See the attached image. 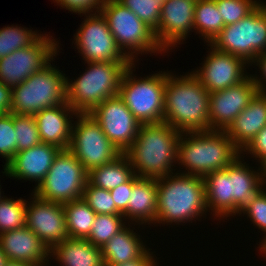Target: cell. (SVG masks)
Instances as JSON below:
<instances>
[{
	"label": "cell",
	"mask_w": 266,
	"mask_h": 266,
	"mask_svg": "<svg viewBox=\"0 0 266 266\" xmlns=\"http://www.w3.org/2000/svg\"><path fill=\"white\" fill-rule=\"evenodd\" d=\"M61 149L55 145L39 143L34 147L17 152L4 166L3 174L14 179L33 180L37 186L44 180L55 157Z\"/></svg>",
	"instance_id": "obj_19"
},
{
	"label": "cell",
	"mask_w": 266,
	"mask_h": 266,
	"mask_svg": "<svg viewBox=\"0 0 266 266\" xmlns=\"http://www.w3.org/2000/svg\"><path fill=\"white\" fill-rule=\"evenodd\" d=\"M4 266H35L30 263H25V262H16V261H6Z\"/></svg>",
	"instance_id": "obj_47"
},
{
	"label": "cell",
	"mask_w": 266,
	"mask_h": 266,
	"mask_svg": "<svg viewBox=\"0 0 266 266\" xmlns=\"http://www.w3.org/2000/svg\"><path fill=\"white\" fill-rule=\"evenodd\" d=\"M197 0H165L160 22L154 30L156 40L164 52L177 47L194 30V8Z\"/></svg>",
	"instance_id": "obj_18"
},
{
	"label": "cell",
	"mask_w": 266,
	"mask_h": 266,
	"mask_svg": "<svg viewBox=\"0 0 266 266\" xmlns=\"http://www.w3.org/2000/svg\"><path fill=\"white\" fill-rule=\"evenodd\" d=\"M134 175L132 164L122 153L111 163L92 169L88 173V181L96 187L110 191L128 182Z\"/></svg>",
	"instance_id": "obj_28"
},
{
	"label": "cell",
	"mask_w": 266,
	"mask_h": 266,
	"mask_svg": "<svg viewBox=\"0 0 266 266\" xmlns=\"http://www.w3.org/2000/svg\"><path fill=\"white\" fill-rule=\"evenodd\" d=\"M157 215V179L132 177V190L126 212V221L132 220L138 224L154 223Z\"/></svg>",
	"instance_id": "obj_24"
},
{
	"label": "cell",
	"mask_w": 266,
	"mask_h": 266,
	"mask_svg": "<svg viewBox=\"0 0 266 266\" xmlns=\"http://www.w3.org/2000/svg\"><path fill=\"white\" fill-rule=\"evenodd\" d=\"M132 190V178L114 189L110 190L117 210L123 215L126 212Z\"/></svg>",
	"instance_id": "obj_41"
},
{
	"label": "cell",
	"mask_w": 266,
	"mask_h": 266,
	"mask_svg": "<svg viewBox=\"0 0 266 266\" xmlns=\"http://www.w3.org/2000/svg\"><path fill=\"white\" fill-rule=\"evenodd\" d=\"M131 10L141 21L155 30L160 22L161 9L165 0H117Z\"/></svg>",
	"instance_id": "obj_35"
},
{
	"label": "cell",
	"mask_w": 266,
	"mask_h": 266,
	"mask_svg": "<svg viewBox=\"0 0 266 266\" xmlns=\"http://www.w3.org/2000/svg\"><path fill=\"white\" fill-rule=\"evenodd\" d=\"M63 208L69 237L87 239L97 214L82 198L63 203Z\"/></svg>",
	"instance_id": "obj_30"
},
{
	"label": "cell",
	"mask_w": 266,
	"mask_h": 266,
	"mask_svg": "<svg viewBox=\"0 0 266 266\" xmlns=\"http://www.w3.org/2000/svg\"><path fill=\"white\" fill-rule=\"evenodd\" d=\"M247 214V218L256 225L261 231L264 232V240L259 244V248L266 243V189L263 190L255 201L248 205L241 214Z\"/></svg>",
	"instance_id": "obj_39"
},
{
	"label": "cell",
	"mask_w": 266,
	"mask_h": 266,
	"mask_svg": "<svg viewBox=\"0 0 266 266\" xmlns=\"http://www.w3.org/2000/svg\"><path fill=\"white\" fill-rule=\"evenodd\" d=\"M100 13L118 47L133 63L140 53L162 54L164 51L156 40L154 30L117 0H105Z\"/></svg>",
	"instance_id": "obj_7"
},
{
	"label": "cell",
	"mask_w": 266,
	"mask_h": 266,
	"mask_svg": "<svg viewBox=\"0 0 266 266\" xmlns=\"http://www.w3.org/2000/svg\"><path fill=\"white\" fill-rule=\"evenodd\" d=\"M250 153L253 157L258 158L260 163L266 158V126L252 139V141L241 151Z\"/></svg>",
	"instance_id": "obj_42"
},
{
	"label": "cell",
	"mask_w": 266,
	"mask_h": 266,
	"mask_svg": "<svg viewBox=\"0 0 266 266\" xmlns=\"http://www.w3.org/2000/svg\"><path fill=\"white\" fill-rule=\"evenodd\" d=\"M27 29L17 25L0 29V59L13 53L15 50L32 45L42 35Z\"/></svg>",
	"instance_id": "obj_31"
},
{
	"label": "cell",
	"mask_w": 266,
	"mask_h": 266,
	"mask_svg": "<svg viewBox=\"0 0 266 266\" xmlns=\"http://www.w3.org/2000/svg\"><path fill=\"white\" fill-rule=\"evenodd\" d=\"M240 155L241 150L225 131L183 132L178 140L176 161L187 170L181 174L204 177L225 169Z\"/></svg>",
	"instance_id": "obj_3"
},
{
	"label": "cell",
	"mask_w": 266,
	"mask_h": 266,
	"mask_svg": "<svg viewBox=\"0 0 266 266\" xmlns=\"http://www.w3.org/2000/svg\"><path fill=\"white\" fill-rule=\"evenodd\" d=\"M259 249L261 252H263V254L265 253L266 256V243H264Z\"/></svg>",
	"instance_id": "obj_49"
},
{
	"label": "cell",
	"mask_w": 266,
	"mask_h": 266,
	"mask_svg": "<svg viewBox=\"0 0 266 266\" xmlns=\"http://www.w3.org/2000/svg\"><path fill=\"white\" fill-rule=\"evenodd\" d=\"M165 83L163 121L181 133L209 131V92L192 72Z\"/></svg>",
	"instance_id": "obj_2"
},
{
	"label": "cell",
	"mask_w": 266,
	"mask_h": 266,
	"mask_svg": "<svg viewBox=\"0 0 266 266\" xmlns=\"http://www.w3.org/2000/svg\"><path fill=\"white\" fill-rule=\"evenodd\" d=\"M265 126L266 93L258 92L225 132L242 151Z\"/></svg>",
	"instance_id": "obj_23"
},
{
	"label": "cell",
	"mask_w": 266,
	"mask_h": 266,
	"mask_svg": "<svg viewBox=\"0 0 266 266\" xmlns=\"http://www.w3.org/2000/svg\"><path fill=\"white\" fill-rule=\"evenodd\" d=\"M13 124V113L6 112L0 115V155L6 159L7 164L17 153V139Z\"/></svg>",
	"instance_id": "obj_38"
},
{
	"label": "cell",
	"mask_w": 266,
	"mask_h": 266,
	"mask_svg": "<svg viewBox=\"0 0 266 266\" xmlns=\"http://www.w3.org/2000/svg\"><path fill=\"white\" fill-rule=\"evenodd\" d=\"M2 195H1V185H0V200L2 199Z\"/></svg>",
	"instance_id": "obj_50"
},
{
	"label": "cell",
	"mask_w": 266,
	"mask_h": 266,
	"mask_svg": "<svg viewBox=\"0 0 266 266\" xmlns=\"http://www.w3.org/2000/svg\"><path fill=\"white\" fill-rule=\"evenodd\" d=\"M207 45L211 50L208 51L206 60L202 67L197 71L193 70L192 74L209 93L236 86L250 76L245 71L248 63L243 58Z\"/></svg>",
	"instance_id": "obj_15"
},
{
	"label": "cell",
	"mask_w": 266,
	"mask_h": 266,
	"mask_svg": "<svg viewBox=\"0 0 266 266\" xmlns=\"http://www.w3.org/2000/svg\"><path fill=\"white\" fill-rule=\"evenodd\" d=\"M32 194V203L26 205V226L51 250L69 237L63 204Z\"/></svg>",
	"instance_id": "obj_17"
},
{
	"label": "cell",
	"mask_w": 266,
	"mask_h": 266,
	"mask_svg": "<svg viewBox=\"0 0 266 266\" xmlns=\"http://www.w3.org/2000/svg\"><path fill=\"white\" fill-rule=\"evenodd\" d=\"M207 211L203 177L179 172L157 179L155 224L192 223Z\"/></svg>",
	"instance_id": "obj_4"
},
{
	"label": "cell",
	"mask_w": 266,
	"mask_h": 266,
	"mask_svg": "<svg viewBox=\"0 0 266 266\" xmlns=\"http://www.w3.org/2000/svg\"><path fill=\"white\" fill-rule=\"evenodd\" d=\"M152 255L153 254L150 252V249H148L140 258L125 263L105 266H157V262Z\"/></svg>",
	"instance_id": "obj_44"
},
{
	"label": "cell",
	"mask_w": 266,
	"mask_h": 266,
	"mask_svg": "<svg viewBox=\"0 0 266 266\" xmlns=\"http://www.w3.org/2000/svg\"><path fill=\"white\" fill-rule=\"evenodd\" d=\"M88 67L74 82L67 78V103L78 114H89L105 99L119 94L122 77L133 63L85 62Z\"/></svg>",
	"instance_id": "obj_5"
},
{
	"label": "cell",
	"mask_w": 266,
	"mask_h": 266,
	"mask_svg": "<svg viewBox=\"0 0 266 266\" xmlns=\"http://www.w3.org/2000/svg\"><path fill=\"white\" fill-rule=\"evenodd\" d=\"M54 2L71 12L85 14L86 16L87 14H93V11L94 13H100L105 0H55Z\"/></svg>",
	"instance_id": "obj_40"
},
{
	"label": "cell",
	"mask_w": 266,
	"mask_h": 266,
	"mask_svg": "<svg viewBox=\"0 0 266 266\" xmlns=\"http://www.w3.org/2000/svg\"><path fill=\"white\" fill-rule=\"evenodd\" d=\"M256 62V63H255ZM256 66L260 68V77L258 78L256 75L253 77L255 85L257 86V89L259 92L266 93V51L261 53L256 60L254 61ZM262 77V78H261ZM264 79V80H262ZM265 81V82H264ZM264 82V83H263Z\"/></svg>",
	"instance_id": "obj_43"
},
{
	"label": "cell",
	"mask_w": 266,
	"mask_h": 266,
	"mask_svg": "<svg viewBox=\"0 0 266 266\" xmlns=\"http://www.w3.org/2000/svg\"><path fill=\"white\" fill-rule=\"evenodd\" d=\"M210 45L243 58L248 66L266 51V12L261 2L237 23L225 26ZM251 63V64H250Z\"/></svg>",
	"instance_id": "obj_9"
},
{
	"label": "cell",
	"mask_w": 266,
	"mask_h": 266,
	"mask_svg": "<svg viewBox=\"0 0 266 266\" xmlns=\"http://www.w3.org/2000/svg\"><path fill=\"white\" fill-rule=\"evenodd\" d=\"M261 166L258 168V170L261 173V179L266 184V158L259 163Z\"/></svg>",
	"instance_id": "obj_46"
},
{
	"label": "cell",
	"mask_w": 266,
	"mask_h": 266,
	"mask_svg": "<svg viewBox=\"0 0 266 266\" xmlns=\"http://www.w3.org/2000/svg\"><path fill=\"white\" fill-rule=\"evenodd\" d=\"M77 114L67 102L36 113L34 117L41 142L55 145L61 150H68L74 121L70 119L73 115L76 117Z\"/></svg>",
	"instance_id": "obj_21"
},
{
	"label": "cell",
	"mask_w": 266,
	"mask_h": 266,
	"mask_svg": "<svg viewBox=\"0 0 266 266\" xmlns=\"http://www.w3.org/2000/svg\"><path fill=\"white\" fill-rule=\"evenodd\" d=\"M224 25L237 23L250 14L261 1L256 0H215Z\"/></svg>",
	"instance_id": "obj_37"
},
{
	"label": "cell",
	"mask_w": 266,
	"mask_h": 266,
	"mask_svg": "<svg viewBox=\"0 0 266 266\" xmlns=\"http://www.w3.org/2000/svg\"><path fill=\"white\" fill-rule=\"evenodd\" d=\"M11 105V89L0 82V115L9 112Z\"/></svg>",
	"instance_id": "obj_45"
},
{
	"label": "cell",
	"mask_w": 266,
	"mask_h": 266,
	"mask_svg": "<svg viewBox=\"0 0 266 266\" xmlns=\"http://www.w3.org/2000/svg\"><path fill=\"white\" fill-rule=\"evenodd\" d=\"M243 159L240 155L230 164L231 216L238 213L241 215V212L265 189L262 187L266 186L261 179V173L249 167Z\"/></svg>",
	"instance_id": "obj_22"
},
{
	"label": "cell",
	"mask_w": 266,
	"mask_h": 266,
	"mask_svg": "<svg viewBox=\"0 0 266 266\" xmlns=\"http://www.w3.org/2000/svg\"><path fill=\"white\" fill-rule=\"evenodd\" d=\"M27 201L3 196L0 200V234L26 226Z\"/></svg>",
	"instance_id": "obj_33"
},
{
	"label": "cell",
	"mask_w": 266,
	"mask_h": 266,
	"mask_svg": "<svg viewBox=\"0 0 266 266\" xmlns=\"http://www.w3.org/2000/svg\"><path fill=\"white\" fill-rule=\"evenodd\" d=\"M180 135V131L164 121L141 124L135 141L124 152L134 174L154 179L173 174Z\"/></svg>",
	"instance_id": "obj_1"
},
{
	"label": "cell",
	"mask_w": 266,
	"mask_h": 266,
	"mask_svg": "<svg viewBox=\"0 0 266 266\" xmlns=\"http://www.w3.org/2000/svg\"><path fill=\"white\" fill-rule=\"evenodd\" d=\"M89 114L121 153L135 141L141 124L119 95L105 99Z\"/></svg>",
	"instance_id": "obj_14"
},
{
	"label": "cell",
	"mask_w": 266,
	"mask_h": 266,
	"mask_svg": "<svg viewBox=\"0 0 266 266\" xmlns=\"http://www.w3.org/2000/svg\"><path fill=\"white\" fill-rule=\"evenodd\" d=\"M254 75L240 84L209 93V131H225L259 92Z\"/></svg>",
	"instance_id": "obj_16"
},
{
	"label": "cell",
	"mask_w": 266,
	"mask_h": 266,
	"mask_svg": "<svg viewBox=\"0 0 266 266\" xmlns=\"http://www.w3.org/2000/svg\"><path fill=\"white\" fill-rule=\"evenodd\" d=\"M123 215L97 214L87 240L102 248L115 234L126 225Z\"/></svg>",
	"instance_id": "obj_32"
},
{
	"label": "cell",
	"mask_w": 266,
	"mask_h": 266,
	"mask_svg": "<svg viewBox=\"0 0 266 266\" xmlns=\"http://www.w3.org/2000/svg\"><path fill=\"white\" fill-rule=\"evenodd\" d=\"M138 236L127 226L115 234L101 248L104 265H116L140 258L147 248Z\"/></svg>",
	"instance_id": "obj_26"
},
{
	"label": "cell",
	"mask_w": 266,
	"mask_h": 266,
	"mask_svg": "<svg viewBox=\"0 0 266 266\" xmlns=\"http://www.w3.org/2000/svg\"><path fill=\"white\" fill-rule=\"evenodd\" d=\"M225 27L215 0H197L194 8V30L211 43Z\"/></svg>",
	"instance_id": "obj_29"
},
{
	"label": "cell",
	"mask_w": 266,
	"mask_h": 266,
	"mask_svg": "<svg viewBox=\"0 0 266 266\" xmlns=\"http://www.w3.org/2000/svg\"><path fill=\"white\" fill-rule=\"evenodd\" d=\"M74 37L86 62L133 63L118 47L101 13L88 14Z\"/></svg>",
	"instance_id": "obj_13"
},
{
	"label": "cell",
	"mask_w": 266,
	"mask_h": 266,
	"mask_svg": "<svg viewBox=\"0 0 266 266\" xmlns=\"http://www.w3.org/2000/svg\"><path fill=\"white\" fill-rule=\"evenodd\" d=\"M0 248L8 261L35 266H47L49 263L50 250L27 226L1 233Z\"/></svg>",
	"instance_id": "obj_20"
},
{
	"label": "cell",
	"mask_w": 266,
	"mask_h": 266,
	"mask_svg": "<svg viewBox=\"0 0 266 266\" xmlns=\"http://www.w3.org/2000/svg\"><path fill=\"white\" fill-rule=\"evenodd\" d=\"M6 257L5 254L2 252L1 248H0V266H4V264L6 263Z\"/></svg>",
	"instance_id": "obj_48"
},
{
	"label": "cell",
	"mask_w": 266,
	"mask_h": 266,
	"mask_svg": "<svg viewBox=\"0 0 266 266\" xmlns=\"http://www.w3.org/2000/svg\"><path fill=\"white\" fill-rule=\"evenodd\" d=\"M76 118L78 120L72 124L68 150L88 173L96 167L111 163L122 154L90 114H77Z\"/></svg>",
	"instance_id": "obj_11"
},
{
	"label": "cell",
	"mask_w": 266,
	"mask_h": 266,
	"mask_svg": "<svg viewBox=\"0 0 266 266\" xmlns=\"http://www.w3.org/2000/svg\"><path fill=\"white\" fill-rule=\"evenodd\" d=\"M131 64L122 77L119 96L140 124L163 122L167 71L134 78Z\"/></svg>",
	"instance_id": "obj_8"
},
{
	"label": "cell",
	"mask_w": 266,
	"mask_h": 266,
	"mask_svg": "<svg viewBox=\"0 0 266 266\" xmlns=\"http://www.w3.org/2000/svg\"><path fill=\"white\" fill-rule=\"evenodd\" d=\"M82 199L96 214L122 215L116 208L110 191L96 187L87 181Z\"/></svg>",
	"instance_id": "obj_36"
},
{
	"label": "cell",
	"mask_w": 266,
	"mask_h": 266,
	"mask_svg": "<svg viewBox=\"0 0 266 266\" xmlns=\"http://www.w3.org/2000/svg\"><path fill=\"white\" fill-rule=\"evenodd\" d=\"M49 63L11 89L9 112L35 115L41 110L67 102V77Z\"/></svg>",
	"instance_id": "obj_6"
},
{
	"label": "cell",
	"mask_w": 266,
	"mask_h": 266,
	"mask_svg": "<svg viewBox=\"0 0 266 266\" xmlns=\"http://www.w3.org/2000/svg\"><path fill=\"white\" fill-rule=\"evenodd\" d=\"M87 181L88 172L83 165L69 150H61L33 193L44 200L63 204L81 199Z\"/></svg>",
	"instance_id": "obj_10"
},
{
	"label": "cell",
	"mask_w": 266,
	"mask_h": 266,
	"mask_svg": "<svg viewBox=\"0 0 266 266\" xmlns=\"http://www.w3.org/2000/svg\"><path fill=\"white\" fill-rule=\"evenodd\" d=\"M50 257L61 266H105L101 248L87 239L68 237L50 250Z\"/></svg>",
	"instance_id": "obj_25"
},
{
	"label": "cell",
	"mask_w": 266,
	"mask_h": 266,
	"mask_svg": "<svg viewBox=\"0 0 266 266\" xmlns=\"http://www.w3.org/2000/svg\"><path fill=\"white\" fill-rule=\"evenodd\" d=\"M265 3H263V7H264V10H265V12H266V4L264 5Z\"/></svg>",
	"instance_id": "obj_51"
},
{
	"label": "cell",
	"mask_w": 266,
	"mask_h": 266,
	"mask_svg": "<svg viewBox=\"0 0 266 266\" xmlns=\"http://www.w3.org/2000/svg\"><path fill=\"white\" fill-rule=\"evenodd\" d=\"M55 39L41 35L32 45L15 50L0 59V82L10 89L46 67L58 53Z\"/></svg>",
	"instance_id": "obj_12"
},
{
	"label": "cell",
	"mask_w": 266,
	"mask_h": 266,
	"mask_svg": "<svg viewBox=\"0 0 266 266\" xmlns=\"http://www.w3.org/2000/svg\"><path fill=\"white\" fill-rule=\"evenodd\" d=\"M13 124L17 139V152L41 143L34 115L13 113Z\"/></svg>",
	"instance_id": "obj_34"
},
{
	"label": "cell",
	"mask_w": 266,
	"mask_h": 266,
	"mask_svg": "<svg viewBox=\"0 0 266 266\" xmlns=\"http://www.w3.org/2000/svg\"><path fill=\"white\" fill-rule=\"evenodd\" d=\"M204 178L207 210L213 216L227 218L231 216L230 165L225 169L208 173ZM215 213V214H214Z\"/></svg>",
	"instance_id": "obj_27"
}]
</instances>
